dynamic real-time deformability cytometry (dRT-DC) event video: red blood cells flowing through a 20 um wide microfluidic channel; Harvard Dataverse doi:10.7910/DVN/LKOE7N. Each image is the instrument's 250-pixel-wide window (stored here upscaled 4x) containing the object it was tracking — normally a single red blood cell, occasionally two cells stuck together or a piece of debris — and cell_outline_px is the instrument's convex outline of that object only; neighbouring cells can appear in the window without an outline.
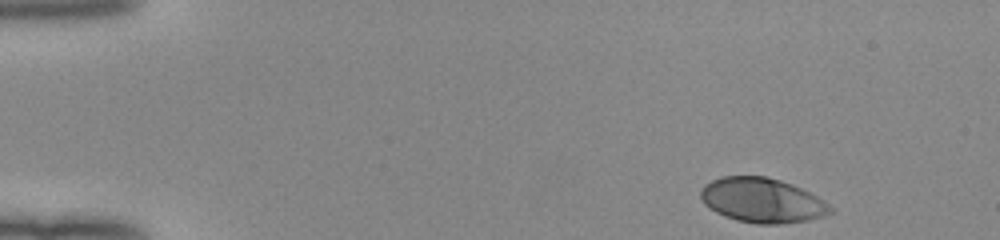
{"species": "human", "species_latin": "Homo sapiens", "temperature_condition": "room temperature", "stored_images_in_passage": 47, "camera_frame_rate_fps": 3000, "um_per_image_px": 0.085, "donor": {"sex": "female"}, "frame": {"image": 1, "passage_image": 1, "time_ms": 0.0, "image_size_px": [1000, 240], "cell_outline_px": [[832, 212], [824, 216], [808, 220], [780, 224], [756, 224], [736, 220], [724, 216], [716, 212], [704, 204], [700, 200], [700, 192], [704, 184], [720, 176], [764, 176], [780, 180], [792, 184], [824, 200], [832, 208]], "centroid_in_image_um": [64.75, 17.03], "position_along_channel_um": 20.2, "area_um2": 33.81}}
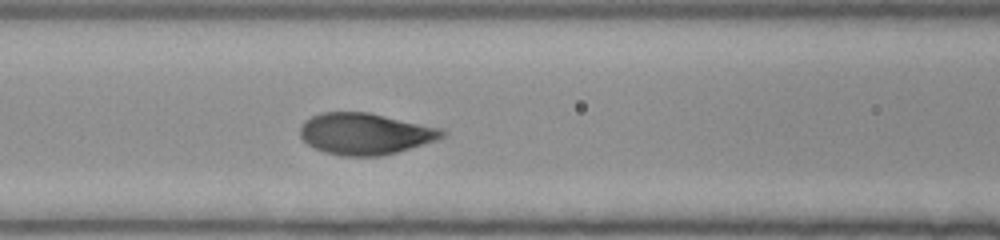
{"frame": {"image": 2, "passage_image": 18, "time_ms": 5.667, "image_size_px": [1000, 240], "cell_outline_px": [[448, 132], [444, 136], [436, 140], [396, 152], [380, 156], [340, 156], [324, 152], [308, 144], [300, 136], [300, 124], [304, 120], [320, 112], [368, 112], [444, 128]], "centroid_in_image_um": [31.04, 11.36], "position_along_channel_um": 135.6, "area_um2": 34.51}}
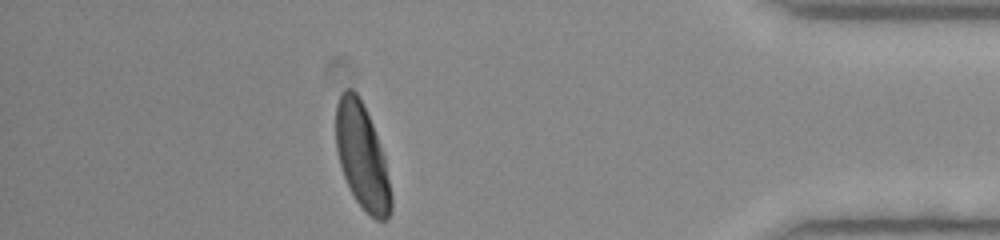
{"frame": {"image": 3, "passage_image": 41, "time_ms": 13.333, "image_size_px": [1000, 240], "cell_outline_px": [[392, 208], [388, 220], [376, 220], [356, 200], [344, 176], [340, 164], [336, 148], [336, 104], [344, 88], [352, 88], [360, 96], [364, 104], [372, 124], [384, 156], [392, 196]], "centroid_in_image_um": [30.78, 13.27], "position_along_channel_um": 404.4, "area_um2": 33.58}, "authors_computed_cell_mechanics": {"area_um2": 33.813, "velocity_mm_per_s": 4.0029, "shape_relaxation_time_tau1_ms": 2.6225, "shape_relaxation_time_tau2_ms": null, "deformation_change_tau1": 0.1655, "deformation_change_tau2": null}}